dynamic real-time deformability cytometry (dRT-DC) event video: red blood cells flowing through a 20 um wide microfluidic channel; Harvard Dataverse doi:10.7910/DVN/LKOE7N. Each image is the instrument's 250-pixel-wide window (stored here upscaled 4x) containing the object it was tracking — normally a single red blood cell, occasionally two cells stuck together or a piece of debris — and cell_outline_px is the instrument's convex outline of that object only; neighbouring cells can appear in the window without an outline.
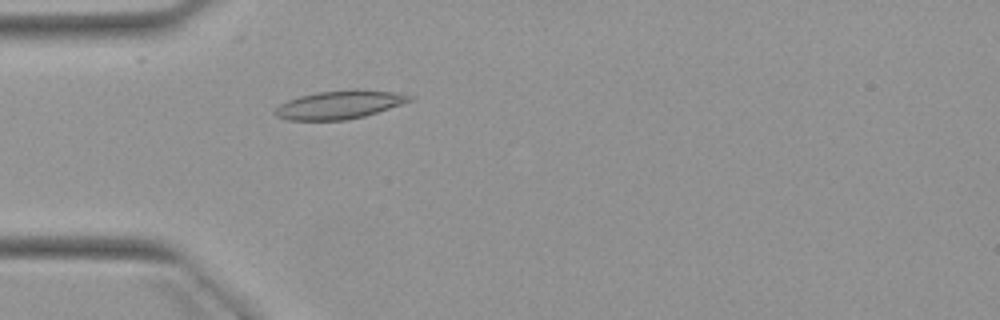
{"species": "Egyptian fruit bat (a non-hibernating species)", "species_latin": "Rousettus aegyptiacus", "temperature_condition": "warm", "stored_images_in_passage": 1, "camera_frame_rate_fps": 3000, "um_per_image_px": 0.085, "animal": {"sex": "female"}, "frame": {"image": 1, "passage_image": 1, "time_ms": 0.0, "image_size_px": [1000, 320], "cell_outline_px": [[416, 96], [412, 100], [364, 116], [348, 120], [288, 120], [276, 116], [272, 112], [280, 104], [288, 100], [300, 96], [316, 92], [352, 88], [356, 88], [396, 92]], "centroid_in_image_um": [28.85, 8.88], "position_along_channel_um": 56.1, "area_um2": 22.43}}